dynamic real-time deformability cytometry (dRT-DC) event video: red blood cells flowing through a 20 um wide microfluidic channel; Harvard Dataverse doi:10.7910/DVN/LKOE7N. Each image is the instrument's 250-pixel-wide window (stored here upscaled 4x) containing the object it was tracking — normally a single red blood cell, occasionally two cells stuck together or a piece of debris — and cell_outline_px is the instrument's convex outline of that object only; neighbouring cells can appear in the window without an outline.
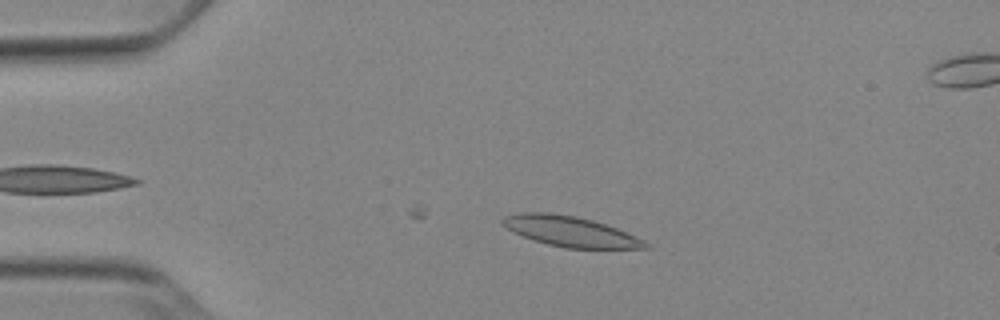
{"species": "Egyptian fruit bat (a non-hibernating species)", "species_latin": "Rousettus aegyptiacus", "temperature_condition": "cold", "stored_images_in_passage": 29, "camera_frame_rate_fps": 3000, "um_per_image_px": 0.085, "animal": {"sex": "female"}, "frame": {"image": 1, "passage_image": 10, "time_ms": 3.0, "image_size_px": [1000, 320], "cell_outline_px": [[652, 248], [564, 248], [532, 240], [512, 232], [500, 224], [500, 220], [504, 216], [520, 212], [552, 212], [576, 216], [592, 220], [616, 228], [644, 240]], "centroid_in_image_um": [48.4, 19.66], "position_along_channel_um": 36.6, "area_um2": 25.32}}